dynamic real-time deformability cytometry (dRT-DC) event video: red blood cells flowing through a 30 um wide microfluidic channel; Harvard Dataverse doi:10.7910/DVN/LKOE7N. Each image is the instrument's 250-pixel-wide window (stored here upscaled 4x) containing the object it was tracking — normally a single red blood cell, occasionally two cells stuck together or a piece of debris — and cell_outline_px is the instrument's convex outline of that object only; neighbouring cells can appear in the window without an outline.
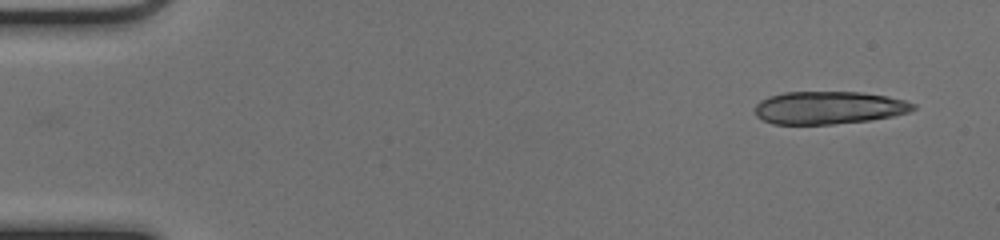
{"species": "common noctule bat (a hibernating species)", "species_latin": "Nyctalus noctula", "temperature_condition": "cold", "stored_images_in_passage": 15, "camera_frame_rate_fps": 3000, "um_per_image_px": 0.085, "animal": {"sex": "female", "body_mass_g": 17.0, "forearm_length_mm": 48.0}, "frame": {"image": 1, "passage_image": 1, "time_ms": 0.0, "image_size_px": [1000, 240], "cell_outline_px": [[916, 108], [908, 112], [892, 116], [868, 120], [832, 124], [772, 124], [756, 116], [756, 104], [760, 100], [768, 96], [784, 92], [860, 92], [888, 96], [904, 100], [916, 104]], "centroid_in_image_um": [70.44, 9.15], "position_along_channel_um": 14.6, "area_um2": 30.17}}